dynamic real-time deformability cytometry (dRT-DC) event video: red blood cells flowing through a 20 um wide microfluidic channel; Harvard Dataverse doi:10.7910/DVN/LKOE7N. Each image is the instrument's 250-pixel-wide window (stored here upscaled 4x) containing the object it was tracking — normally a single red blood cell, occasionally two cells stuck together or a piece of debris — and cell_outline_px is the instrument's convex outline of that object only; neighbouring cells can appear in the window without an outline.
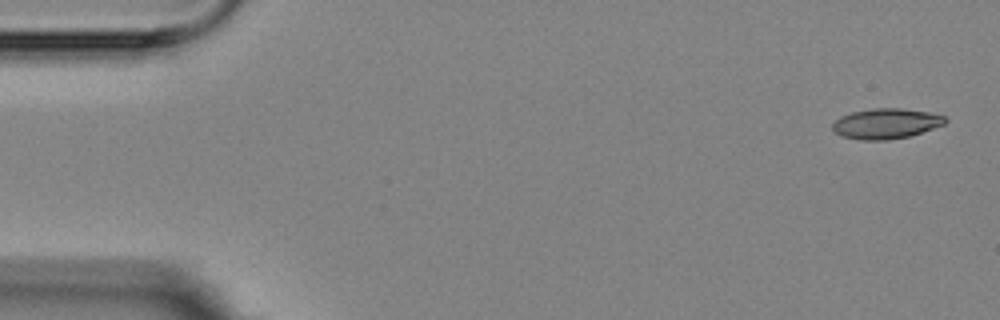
{"species": "Egyptian fruit bat (a non-hibernating species)", "species_latin": "Rousettus aegyptiacus", "temperature_condition": "room temperature", "stored_images_in_passage": 5, "camera_frame_rate_fps": 3000, "um_per_image_px": 0.085, "animal": {"sex": "female"}, "frame": {"image": 1, "passage_image": 1, "time_ms": 0.0, "image_size_px": [1000, 320], "cell_outline_px": [[948, 120], [944, 124], [908, 136], [888, 140], [860, 140], [844, 136], [836, 132], [832, 128], [832, 124], [840, 116], [852, 112], [872, 108], [900, 108], [928, 112], [944, 116]], "centroid_in_image_um": [75.29, 10.5], "position_along_channel_um": 9.7, "area_um2": 19.65}}
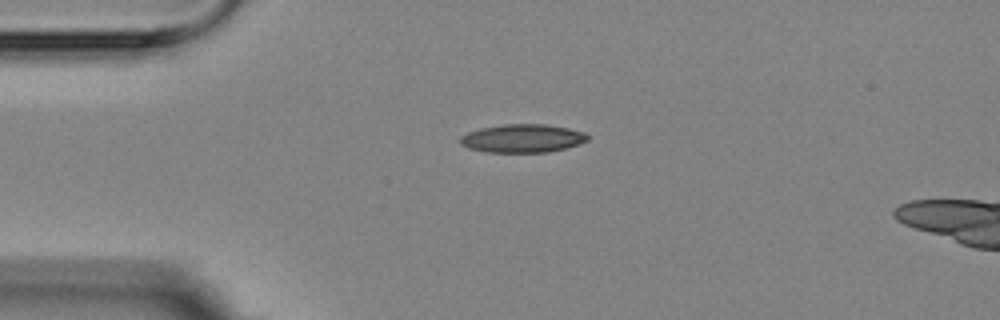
{"frame": {"image": 2, "passage_image": 4, "time_ms": 3.667, "image_size_px": [1000, 320], "cell_outline_px": [[588, 140], [580, 144], [548, 152], [488, 152], [468, 148], [460, 144], [460, 136], [468, 132], [480, 128], [504, 124], [544, 124], [568, 128], [584, 132], [588, 136]], "centroid_in_image_um": [44.4, 11.76], "position_along_channel_um": 40.6, "area_um2": 20.98}}